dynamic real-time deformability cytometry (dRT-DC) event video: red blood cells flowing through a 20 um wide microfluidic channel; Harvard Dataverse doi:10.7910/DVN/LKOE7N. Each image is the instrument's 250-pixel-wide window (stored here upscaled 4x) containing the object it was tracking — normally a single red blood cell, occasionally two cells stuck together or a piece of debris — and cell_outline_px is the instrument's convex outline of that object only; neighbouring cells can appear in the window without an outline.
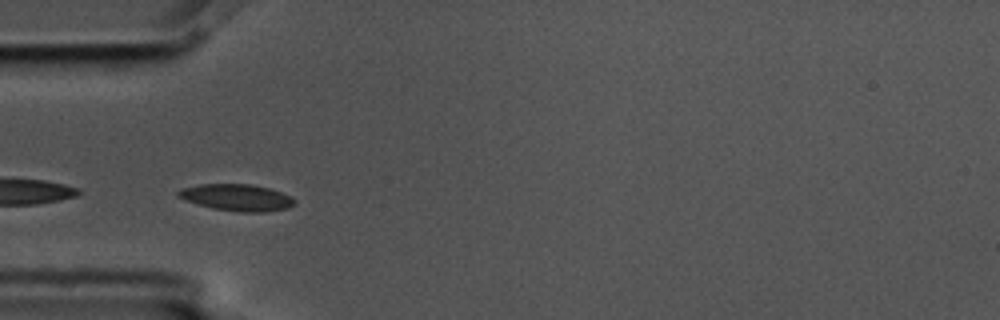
{"species": "common noctule bat (a hibernating species)", "species_latin": "Nyctalus noctula", "temperature_condition": "cold", "stored_images_in_passage": 3, "camera_frame_rate_fps": 3000, "um_per_image_px": 0.085, "animal": {"sex": "male", "body_mass_g": 17.5, "forearm_length_mm": 52.3}, "frame": {"image": 1, "passage_image": 2, "time_ms": 0.333, "image_size_px": [1000, 320], "cell_outline_px": [[296, 204], [288, 208], [268, 212], [240, 212], [212, 208], [184, 200], [176, 196], [176, 192], [180, 188], [200, 184], [248, 184], [268, 188], [292, 196], [296, 200]], "centroid_in_image_um": [20.12, 16.79], "position_along_channel_um": 64.9, "area_um2": 18.26}}